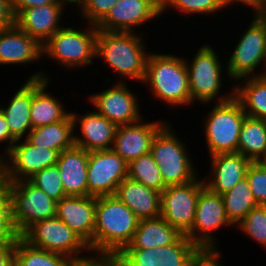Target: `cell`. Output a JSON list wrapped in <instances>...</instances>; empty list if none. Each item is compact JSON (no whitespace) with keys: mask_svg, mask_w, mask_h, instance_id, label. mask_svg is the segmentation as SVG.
Here are the masks:
<instances>
[{"mask_svg":"<svg viewBox=\"0 0 266 266\" xmlns=\"http://www.w3.org/2000/svg\"><path fill=\"white\" fill-rule=\"evenodd\" d=\"M118 0H85L80 13L92 25L97 26L109 13Z\"/></svg>","mask_w":266,"mask_h":266,"instance_id":"39","label":"cell"},{"mask_svg":"<svg viewBox=\"0 0 266 266\" xmlns=\"http://www.w3.org/2000/svg\"><path fill=\"white\" fill-rule=\"evenodd\" d=\"M13 10H25L28 8L38 7L42 5H49L55 3L57 0H11Z\"/></svg>","mask_w":266,"mask_h":266,"instance_id":"46","label":"cell"},{"mask_svg":"<svg viewBox=\"0 0 266 266\" xmlns=\"http://www.w3.org/2000/svg\"><path fill=\"white\" fill-rule=\"evenodd\" d=\"M64 7H65V3L66 4H68V3H71V4H73V3H80V4H78V7L80 8V10H81V8L84 6V3H85V0H58Z\"/></svg>","mask_w":266,"mask_h":266,"instance_id":"49","label":"cell"},{"mask_svg":"<svg viewBox=\"0 0 266 266\" xmlns=\"http://www.w3.org/2000/svg\"><path fill=\"white\" fill-rule=\"evenodd\" d=\"M29 180L56 202L66 197L57 165L44 168Z\"/></svg>","mask_w":266,"mask_h":266,"instance_id":"35","label":"cell"},{"mask_svg":"<svg viewBox=\"0 0 266 266\" xmlns=\"http://www.w3.org/2000/svg\"><path fill=\"white\" fill-rule=\"evenodd\" d=\"M182 234L161 216L140 219L130 243L124 249H146L175 243Z\"/></svg>","mask_w":266,"mask_h":266,"instance_id":"27","label":"cell"},{"mask_svg":"<svg viewBox=\"0 0 266 266\" xmlns=\"http://www.w3.org/2000/svg\"><path fill=\"white\" fill-rule=\"evenodd\" d=\"M136 122L117 126L112 150L127 164L142 155L151 152V145L156 134L167 124L166 122Z\"/></svg>","mask_w":266,"mask_h":266,"instance_id":"19","label":"cell"},{"mask_svg":"<svg viewBox=\"0 0 266 266\" xmlns=\"http://www.w3.org/2000/svg\"><path fill=\"white\" fill-rule=\"evenodd\" d=\"M259 163L266 169V155L259 161Z\"/></svg>","mask_w":266,"mask_h":266,"instance_id":"51","label":"cell"},{"mask_svg":"<svg viewBox=\"0 0 266 266\" xmlns=\"http://www.w3.org/2000/svg\"><path fill=\"white\" fill-rule=\"evenodd\" d=\"M256 76H266V71L262 72L261 74L259 73V75Z\"/></svg>","mask_w":266,"mask_h":266,"instance_id":"52","label":"cell"},{"mask_svg":"<svg viewBox=\"0 0 266 266\" xmlns=\"http://www.w3.org/2000/svg\"><path fill=\"white\" fill-rule=\"evenodd\" d=\"M70 266H119V263L113 255H98L96 258L92 255L85 259L73 260Z\"/></svg>","mask_w":266,"mask_h":266,"instance_id":"42","label":"cell"},{"mask_svg":"<svg viewBox=\"0 0 266 266\" xmlns=\"http://www.w3.org/2000/svg\"><path fill=\"white\" fill-rule=\"evenodd\" d=\"M238 153L252 162H259L266 155V120L246 115L239 134Z\"/></svg>","mask_w":266,"mask_h":266,"instance_id":"30","label":"cell"},{"mask_svg":"<svg viewBox=\"0 0 266 266\" xmlns=\"http://www.w3.org/2000/svg\"><path fill=\"white\" fill-rule=\"evenodd\" d=\"M218 59L209 45L201 46L194 55L192 64L185 59L192 103L193 100L208 103L218 96L222 86V66Z\"/></svg>","mask_w":266,"mask_h":266,"instance_id":"13","label":"cell"},{"mask_svg":"<svg viewBox=\"0 0 266 266\" xmlns=\"http://www.w3.org/2000/svg\"><path fill=\"white\" fill-rule=\"evenodd\" d=\"M143 83L170 105L192 104L186 61L175 55L149 53Z\"/></svg>","mask_w":266,"mask_h":266,"instance_id":"3","label":"cell"},{"mask_svg":"<svg viewBox=\"0 0 266 266\" xmlns=\"http://www.w3.org/2000/svg\"><path fill=\"white\" fill-rule=\"evenodd\" d=\"M87 29L79 31L72 27H61L42 44V55H49L54 61L72 69L92 64V58L96 57L98 29L95 25Z\"/></svg>","mask_w":266,"mask_h":266,"instance_id":"6","label":"cell"},{"mask_svg":"<svg viewBox=\"0 0 266 266\" xmlns=\"http://www.w3.org/2000/svg\"><path fill=\"white\" fill-rule=\"evenodd\" d=\"M137 96L130 92L126 84L116 83L101 93L90 96L96 112L106 117L116 126L133 124L141 121ZM98 109V111H97Z\"/></svg>","mask_w":266,"mask_h":266,"instance_id":"16","label":"cell"},{"mask_svg":"<svg viewBox=\"0 0 266 266\" xmlns=\"http://www.w3.org/2000/svg\"><path fill=\"white\" fill-rule=\"evenodd\" d=\"M31 246L50 252L59 253L71 260L81 251H89L88 245L57 216L39 221L31 226L22 236Z\"/></svg>","mask_w":266,"mask_h":266,"instance_id":"8","label":"cell"},{"mask_svg":"<svg viewBox=\"0 0 266 266\" xmlns=\"http://www.w3.org/2000/svg\"><path fill=\"white\" fill-rule=\"evenodd\" d=\"M48 79V76L44 72H37L31 75L24 85L16 91L9 105L3 108L0 105V110L5 116L8 123L11 135L18 141H21L25 136L27 130H32L30 121V109L33 97V79Z\"/></svg>","mask_w":266,"mask_h":266,"instance_id":"26","label":"cell"},{"mask_svg":"<svg viewBox=\"0 0 266 266\" xmlns=\"http://www.w3.org/2000/svg\"><path fill=\"white\" fill-rule=\"evenodd\" d=\"M71 116L74 128L78 122L82 132V137L74 134V145L88 152L112 148L117 128L114 123L96 111L88 112L81 117L76 113H71Z\"/></svg>","mask_w":266,"mask_h":266,"instance_id":"21","label":"cell"},{"mask_svg":"<svg viewBox=\"0 0 266 266\" xmlns=\"http://www.w3.org/2000/svg\"><path fill=\"white\" fill-rule=\"evenodd\" d=\"M212 175L205 186L212 192L223 195L230 191L240 180L246 177L251 160L240 153H219L211 156Z\"/></svg>","mask_w":266,"mask_h":266,"instance_id":"24","label":"cell"},{"mask_svg":"<svg viewBox=\"0 0 266 266\" xmlns=\"http://www.w3.org/2000/svg\"><path fill=\"white\" fill-rule=\"evenodd\" d=\"M49 81L45 78L33 79V97L30 109L32 129L62 121L71 114L65 111L56 98L45 91Z\"/></svg>","mask_w":266,"mask_h":266,"instance_id":"28","label":"cell"},{"mask_svg":"<svg viewBox=\"0 0 266 266\" xmlns=\"http://www.w3.org/2000/svg\"><path fill=\"white\" fill-rule=\"evenodd\" d=\"M246 178L258 205H266V169L259 162H251Z\"/></svg>","mask_w":266,"mask_h":266,"instance_id":"38","label":"cell"},{"mask_svg":"<svg viewBox=\"0 0 266 266\" xmlns=\"http://www.w3.org/2000/svg\"><path fill=\"white\" fill-rule=\"evenodd\" d=\"M24 141L23 144H13L6 153L7 159L0 156V171L9 182L29 180L44 168L56 165L58 161L57 150L41 149L31 145L26 139Z\"/></svg>","mask_w":266,"mask_h":266,"instance_id":"14","label":"cell"},{"mask_svg":"<svg viewBox=\"0 0 266 266\" xmlns=\"http://www.w3.org/2000/svg\"><path fill=\"white\" fill-rule=\"evenodd\" d=\"M14 226L22 236L39 221L56 216L57 202L30 180L9 182Z\"/></svg>","mask_w":266,"mask_h":266,"instance_id":"7","label":"cell"},{"mask_svg":"<svg viewBox=\"0 0 266 266\" xmlns=\"http://www.w3.org/2000/svg\"><path fill=\"white\" fill-rule=\"evenodd\" d=\"M201 249L186 235L175 243L146 249H123L117 256L119 266H190Z\"/></svg>","mask_w":266,"mask_h":266,"instance_id":"10","label":"cell"},{"mask_svg":"<svg viewBox=\"0 0 266 266\" xmlns=\"http://www.w3.org/2000/svg\"><path fill=\"white\" fill-rule=\"evenodd\" d=\"M74 123L71 114L64 120L33 128L26 140L38 148H49L59 153L74 145Z\"/></svg>","mask_w":266,"mask_h":266,"instance_id":"29","label":"cell"},{"mask_svg":"<svg viewBox=\"0 0 266 266\" xmlns=\"http://www.w3.org/2000/svg\"><path fill=\"white\" fill-rule=\"evenodd\" d=\"M162 13L173 7L185 14H210L222 9L220 0H161Z\"/></svg>","mask_w":266,"mask_h":266,"instance_id":"37","label":"cell"},{"mask_svg":"<svg viewBox=\"0 0 266 266\" xmlns=\"http://www.w3.org/2000/svg\"><path fill=\"white\" fill-rule=\"evenodd\" d=\"M226 225L232 223L227 218L222 195L205 186L199 193L194 224L186 236L200 249H216L213 233Z\"/></svg>","mask_w":266,"mask_h":266,"instance_id":"12","label":"cell"},{"mask_svg":"<svg viewBox=\"0 0 266 266\" xmlns=\"http://www.w3.org/2000/svg\"><path fill=\"white\" fill-rule=\"evenodd\" d=\"M237 226L266 247V205L255 206Z\"/></svg>","mask_w":266,"mask_h":266,"instance_id":"36","label":"cell"},{"mask_svg":"<svg viewBox=\"0 0 266 266\" xmlns=\"http://www.w3.org/2000/svg\"><path fill=\"white\" fill-rule=\"evenodd\" d=\"M9 198V181L0 171V206Z\"/></svg>","mask_w":266,"mask_h":266,"instance_id":"48","label":"cell"},{"mask_svg":"<svg viewBox=\"0 0 266 266\" xmlns=\"http://www.w3.org/2000/svg\"><path fill=\"white\" fill-rule=\"evenodd\" d=\"M64 8L57 0L49 5L13 10L15 24L42 45L63 27L59 25V19Z\"/></svg>","mask_w":266,"mask_h":266,"instance_id":"20","label":"cell"},{"mask_svg":"<svg viewBox=\"0 0 266 266\" xmlns=\"http://www.w3.org/2000/svg\"><path fill=\"white\" fill-rule=\"evenodd\" d=\"M263 5L266 3V0H259Z\"/></svg>","mask_w":266,"mask_h":266,"instance_id":"53","label":"cell"},{"mask_svg":"<svg viewBox=\"0 0 266 266\" xmlns=\"http://www.w3.org/2000/svg\"><path fill=\"white\" fill-rule=\"evenodd\" d=\"M166 124L155 136L151 154L166 186L183 185L197 178L185 146Z\"/></svg>","mask_w":266,"mask_h":266,"instance_id":"5","label":"cell"},{"mask_svg":"<svg viewBox=\"0 0 266 266\" xmlns=\"http://www.w3.org/2000/svg\"><path fill=\"white\" fill-rule=\"evenodd\" d=\"M140 219L157 218L161 215V193L147 186L124 179L114 194Z\"/></svg>","mask_w":266,"mask_h":266,"instance_id":"25","label":"cell"},{"mask_svg":"<svg viewBox=\"0 0 266 266\" xmlns=\"http://www.w3.org/2000/svg\"><path fill=\"white\" fill-rule=\"evenodd\" d=\"M128 178L160 193L167 187L151 153L128 163Z\"/></svg>","mask_w":266,"mask_h":266,"instance_id":"34","label":"cell"},{"mask_svg":"<svg viewBox=\"0 0 266 266\" xmlns=\"http://www.w3.org/2000/svg\"><path fill=\"white\" fill-rule=\"evenodd\" d=\"M15 16L11 0H0V30L13 26Z\"/></svg>","mask_w":266,"mask_h":266,"instance_id":"43","label":"cell"},{"mask_svg":"<svg viewBox=\"0 0 266 266\" xmlns=\"http://www.w3.org/2000/svg\"><path fill=\"white\" fill-rule=\"evenodd\" d=\"M204 180L183 185H169L161 192V217L186 235L194 224L195 211Z\"/></svg>","mask_w":266,"mask_h":266,"instance_id":"11","label":"cell"},{"mask_svg":"<svg viewBox=\"0 0 266 266\" xmlns=\"http://www.w3.org/2000/svg\"><path fill=\"white\" fill-rule=\"evenodd\" d=\"M89 152L73 145L59 153L56 163L66 196H87Z\"/></svg>","mask_w":266,"mask_h":266,"instance_id":"22","label":"cell"},{"mask_svg":"<svg viewBox=\"0 0 266 266\" xmlns=\"http://www.w3.org/2000/svg\"><path fill=\"white\" fill-rule=\"evenodd\" d=\"M238 1L250 7L252 6L253 10H255V14H260L263 8V4L259 0H220V3L222 7L225 8L227 5L231 4V2L238 3Z\"/></svg>","mask_w":266,"mask_h":266,"instance_id":"47","label":"cell"},{"mask_svg":"<svg viewBox=\"0 0 266 266\" xmlns=\"http://www.w3.org/2000/svg\"><path fill=\"white\" fill-rule=\"evenodd\" d=\"M139 219L115 195L96 197L93 252L117 256L132 240Z\"/></svg>","mask_w":266,"mask_h":266,"instance_id":"1","label":"cell"},{"mask_svg":"<svg viewBox=\"0 0 266 266\" xmlns=\"http://www.w3.org/2000/svg\"><path fill=\"white\" fill-rule=\"evenodd\" d=\"M141 40L133 32L98 30L96 56L103 57L123 77L142 83L149 54Z\"/></svg>","mask_w":266,"mask_h":266,"instance_id":"2","label":"cell"},{"mask_svg":"<svg viewBox=\"0 0 266 266\" xmlns=\"http://www.w3.org/2000/svg\"><path fill=\"white\" fill-rule=\"evenodd\" d=\"M220 254L216 249H201L192 259L190 266H221Z\"/></svg>","mask_w":266,"mask_h":266,"instance_id":"41","label":"cell"},{"mask_svg":"<svg viewBox=\"0 0 266 266\" xmlns=\"http://www.w3.org/2000/svg\"><path fill=\"white\" fill-rule=\"evenodd\" d=\"M96 215L95 196H66L57 202L56 216L76 233L93 252Z\"/></svg>","mask_w":266,"mask_h":266,"instance_id":"18","label":"cell"},{"mask_svg":"<svg viewBox=\"0 0 266 266\" xmlns=\"http://www.w3.org/2000/svg\"><path fill=\"white\" fill-rule=\"evenodd\" d=\"M252 76L244 78L243 88L237 85L232 90L247 116L266 120V76Z\"/></svg>","mask_w":266,"mask_h":266,"instance_id":"31","label":"cell"},{"mask_svg":"<svg viewBox=\"0 0 266 266\" xmlns=\"http://www.w3.org/2000/svg\"><path fill=\"white\" fill-rule=\"evenodd\" d=\"M1 142H8L7 148H5V153L6 154L13 144L15 142H18L12 135L8 126V123L6 122L5 116L3 115L2 111L0 110V143Z\"/></svg>","mask_w":266,"mask_h":266,"instance_id":"45","label":"cell"},{"mask_svg":"<svg viewBox=\"0 0 266 266\" xmlns=\"http://www.w3.org/2000/svg\"><path fill=\"white\" fill-rule=\"evenodd\" d=\"M251 22L227 64V74L234 80L252 77L251 73L263 61L266 70V19L261 14H254Z\"/></svg>","mask_w":266,"mask_h":266,"instance_id":"9","label":"cell"},{"mask_svg":"<svg viewBox=\"0 0 266 266\" xmlns=\"http://www.w3.org/2000/svg\"><path fill=\"white\" fill-rule=\"evenodd\" d=\"M20 237L12 219V201L8 198L0 206V243L17 241Z\"/></svg>","mask_w":266,"mask_h":266,"instance_id":"40","label":"cell"},{"mask_svg":"<svg viewBox=\"0 0 266 266\" xmlns=\"http://www.w3.org/2000/svg\"><path fill=\"white\" fill-rule=\"evenodd\" d=\"M69 257L31 246L20 237L14 250V266H70Z\"/></svg>","mask_w":266,"mask_h":266,"instance_id":"32","label":"cell"},{"mask_svg":"<svg viewBox=\"0 0 266 266\" xmlns=\"http://www.w3.org/2000/svg\"><path fill=\"white\" fill-rule=\"evenodd\" d=\"M41 56L42 45L16 24L0 30V64H29Z\"/></svg>","mask_w":266,"mask_h":266,"instance_id":"23","label":"cell"},{"mask_svg":"<svg viewBox=\"0 0 266 266\" xmlns=\"http://www.w3.org/2000/svg\"><path fill=\"white\" fill-rule=\"evenodd\" d=\"M260 14L266 19V3L263 5V8Z\"/></svg>","mask_w":266,"mask_h":266,"instance_id":"50","label":"cell"},{"mask_svg":"<svg viewBox=\"0 0 266 266\" xmlns=\"http://www.w3.org/2000/svg\"><path fill=\"white\" fill-rule=\"evenodd\" d=\"M160 14L161 0H118L96 27L103 31L133 32V27L144 25Z\"/></svg>","mask_w":266,"mask_h":266,"instance_id":"17","label":"cell"},{"mask_svg":"<svg viewBox=\"0 0 266 266\" xmlns=\"http://www.w3.org/2000/svg\"><path fill=\"white\" fill-rule=\"evenodd\" d=\"M17 241L0 243V266H14V250Z\"/></svg>","mask_w":266,"mask_h":266,"instance_id":"44","label":"cell"},{"mask_svg":"<svg viewBox=\"0 0 266 266\" xmlns=\"http://www.w3.org/2000/svg\"><path fill=\"white\" fill-rule=\"evenodd\" d=\"M128 178V164L112 149L89 152L87 185L89 196L114 195Z\"/></svg>","mask_w":266,"mask_h":266,"instance_id":"15","label":"cell"},{"mask_svg":"<svg viewBox=\"0 0 266 266\" xmlns=\"http://www.w3.org/2000/svg\"><path fill=\"white\" fill-rule=\"evenodd\" d=\"M228 220L237 225L257 206L248 179L240 180L230 191L222 195Z\"/></svg>","mask_w":266,"mask_h":266,"instance_id":"33","label":"cell"},{"mask_svg":"<svg viewBox=\"0 0 266 266\" xmlns=\"http://www.w3.org/2000/svg\"><path fill=\"white\" fill-rule=\"evenodd\" d=\"M208 114L204 132L210 156L238 153L239 134L246 113L234 93L220 98Z\"/></svg>","mask_w":266,"mask_h":266,"instance_id":"4","label":"cell"}]
</instances>
